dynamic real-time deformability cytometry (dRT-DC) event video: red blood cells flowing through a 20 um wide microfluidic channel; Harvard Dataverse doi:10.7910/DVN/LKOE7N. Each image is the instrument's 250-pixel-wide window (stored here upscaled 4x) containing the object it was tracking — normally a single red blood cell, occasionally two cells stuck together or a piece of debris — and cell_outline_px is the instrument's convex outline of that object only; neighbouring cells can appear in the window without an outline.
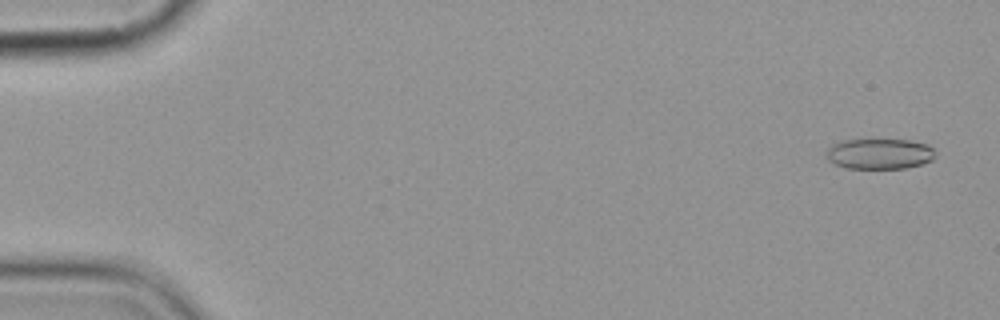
{"species": "common noctule bat (a hibernating species)", "species_latin": "Nyctalus noctula", "temperature_condition": "cold", "stored_images_in_passage": 6, "camera_frame_rate_fps": 3000, "um_per_image_px": 0.085, "animal": {"sex": "female", "body_mass_g": 19.9}, "frame": {"image": 1, "passage_image": 1, "time_ms": 0.0, "image_size_px": [1000, 320], "cell_outline_px": [[936, 156], [932, 160], [920, 164], [904, 168], [844, 168], [828, 160], [828, 148], [832, 144], [844, 140], [908, 140], [928, 144], [936, 152]], "centroid_in_image_um": [74.79, 13.07], "position_along_channel_um": 10.2, "area_um2": 19.25}}
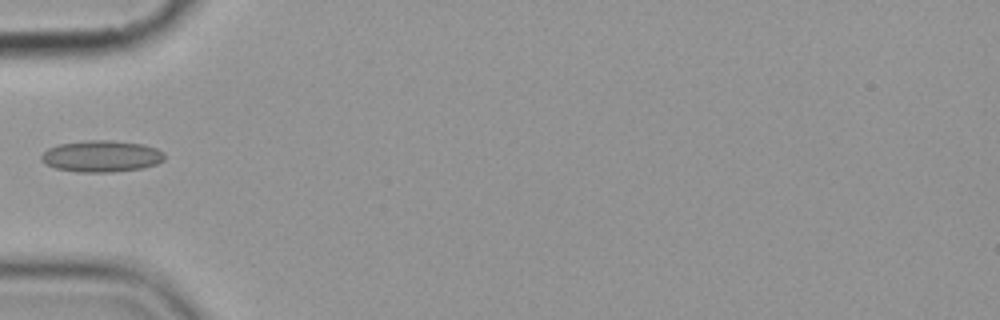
{"frame": {"image": 2, "passage_image": 6, "time_ms": 5.667, "image_size_px": [1000, 320], "cell_outline_px": [[164, 160], [156, 164], [144, 168], [112, 172], [80, 172], [56, 168], [44, 164], [40, 160], [40, 156], [48, 148], [56, 144], [84, 140], [112, 140], [144, 144], [156, 148], [164, 152]], "centroid_in_image_um": [8.61, 13.27], "position_along_channel_um": 76.4, "area_um2": 22.95}}